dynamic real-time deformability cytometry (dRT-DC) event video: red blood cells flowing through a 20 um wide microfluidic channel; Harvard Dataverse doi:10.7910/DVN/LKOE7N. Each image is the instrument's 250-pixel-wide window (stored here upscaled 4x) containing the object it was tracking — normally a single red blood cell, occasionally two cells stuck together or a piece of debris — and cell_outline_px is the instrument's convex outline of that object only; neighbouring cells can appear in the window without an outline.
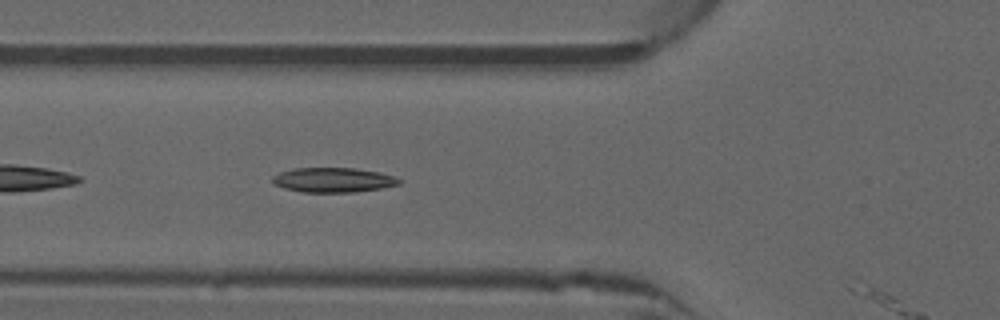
{"species": "common noctule bat (a hibernating species)", "species_latin": "Nyctalus noctula", "temperature_condition": "warm", "stored_images_in_passage": 32, "camera_frame_rate_fps": 3000, "um_per_image_px": 0.085, "animal": {"sex": "male", "forearm_length_mm": 52.5}, "frame": {"image": 1, "passage_image": 5, "time_ms": 1.333, "image_size_px": [1000, 320], "cell_outline_px": [[404, 180], [400, 184], [380, 188], [356, 192], [300, 192], [284, 188], [272, 184], [272, 176], [280, 172], [292, 168], [356, 168], [380, 172]], "centroid_in_image_um": [28.3, 15.29], "position_along_channel_um": 97.5, "area_um2": 18.38}}
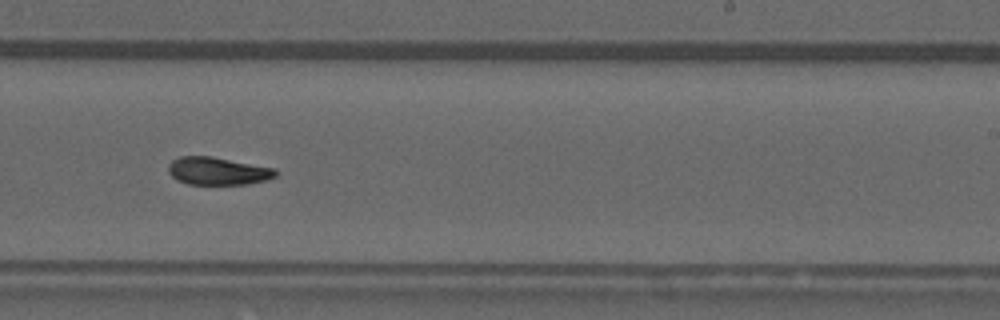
{"frame": {"image": 2, "passage_image": 18, "time_ms": 5.667, "image_size_px": [1000, 320], "cell_outline_px": [[280, 172], [276, 176], [268, 180], [248, 184], [188, 184], [176, 180], [168, 172], [168, 164], [172, 160], [180, 156], [212, 156], [276, 168]], "centroid_in_image_um": [18.54, 14.53], "position_along_channel_um": 270.5, "area_um2": 17.63}}